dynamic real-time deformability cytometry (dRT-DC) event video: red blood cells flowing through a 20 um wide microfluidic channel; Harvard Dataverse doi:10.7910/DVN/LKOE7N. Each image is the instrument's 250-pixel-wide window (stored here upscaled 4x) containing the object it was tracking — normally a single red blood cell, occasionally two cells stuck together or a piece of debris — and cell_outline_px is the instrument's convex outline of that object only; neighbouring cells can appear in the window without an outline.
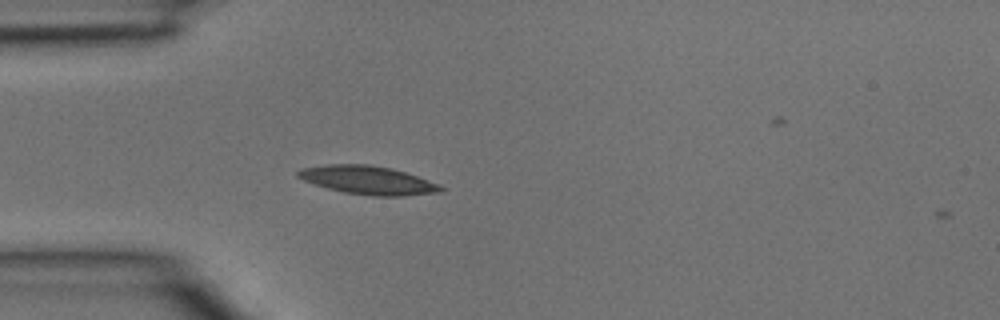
{"species": "common noctule bat (a hibernating species)", "species_latin": "Nyctalus noctula", "temperature_condition": "room temperature", "stored_images_in_passage": 23, "camera_frame_rate_fps": 3000, "um_per_image_px": 0.085, "animal": {"sex": "male", "body_mass_g": 15.6}, "frame": {"image": 1, "passage_image": 1, "time_ms": 0.0, "image_size_px": [1000, 320], "cell_outline_px": [[444, 188], [440, 192], [404, 196], [372, 196], [344, 192], [328, 188], [304, 180], [296, 176], [296, 172], [300, 168], [328, 164], [368, 164], [392, 168], [440, 184]], "centroid_in_image_um": [31.27, 15.31], "position_along_channel_um": 53.7, "area_um2": 23.58}}